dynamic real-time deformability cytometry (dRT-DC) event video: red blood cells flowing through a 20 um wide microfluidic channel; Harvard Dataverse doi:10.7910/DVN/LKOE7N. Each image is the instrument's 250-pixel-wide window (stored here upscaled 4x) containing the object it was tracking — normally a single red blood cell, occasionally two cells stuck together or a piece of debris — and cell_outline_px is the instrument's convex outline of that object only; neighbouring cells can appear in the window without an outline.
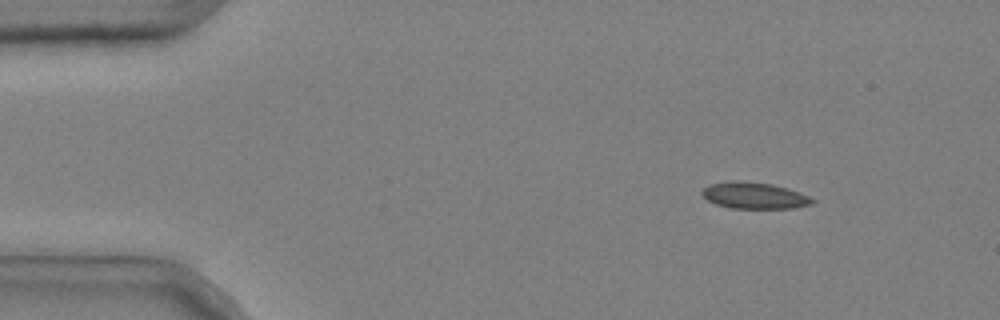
{"species": "common noctule bat (a hibernating species)", "species_latin": "Nyctalus noctula", "temperature_condition": "cold", "stored_images_in_passage": 4, "camera_frame_rate_fps": 3000, "um_per_image_px": 0.085, "animal": {"sex": "male", "body_mass_g": 20.4}, "frame": {"image": 1, "passage_image": 1, "time_ms": 0.0, "image_size_px": [1000, 320], "cell_outline_px": [[816, 200], [812, 204], [792, 208], [732, 208], [716, 204], [708, 200], [700, 192], [708, 184], [728, 180], [744, 180], [772, 184], [800, 192]], "centroid_in_image_um": [64.09, 16.6], "position_along_channel_um": 20.9, "area_um2": 17.11}}